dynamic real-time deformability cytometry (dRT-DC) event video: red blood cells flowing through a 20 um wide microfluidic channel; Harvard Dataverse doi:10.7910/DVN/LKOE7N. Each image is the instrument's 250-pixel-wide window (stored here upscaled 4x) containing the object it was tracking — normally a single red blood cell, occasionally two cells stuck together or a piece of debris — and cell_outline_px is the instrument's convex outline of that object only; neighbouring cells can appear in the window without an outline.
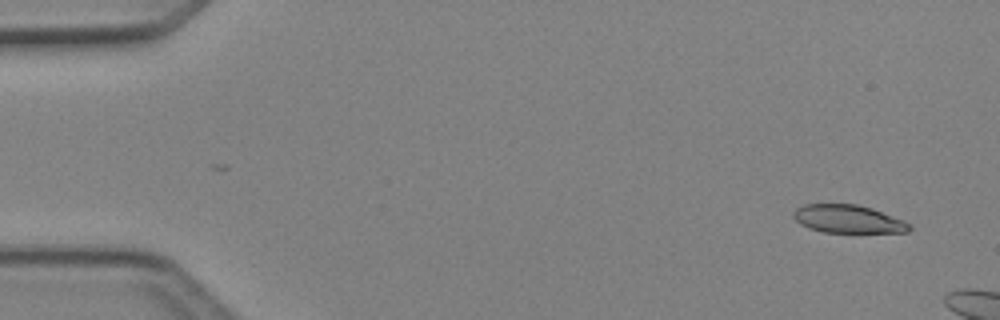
{"species": "Egyptian fruit bat (a non-hibernating species)", "species_latin": "Rousettus aegyptiacus", "temperature_condition": "cold", "stored_images_in_passage": 8, "camera_frame_rate_fps": 3000, "um_per_image_px": 0.085, "animal": {"sex": "female"}, "frame": {"image": 1, "passage_image": 3, "time_ms": 0.667, "image_size_px": [1000, 320], "cell_outline_px": [[912, 228], [908, 232], [824, 232], [808, 228], [800, 224], [792, 216], [792, 212], [796, 208], [804, 204], [856, 204], [872, 208], [904, 220], [912, 224]], "centroid_in_image_um": [72.09, 18.61], "position_along_channel_um": 12.9, "area_um2": 19.07}}